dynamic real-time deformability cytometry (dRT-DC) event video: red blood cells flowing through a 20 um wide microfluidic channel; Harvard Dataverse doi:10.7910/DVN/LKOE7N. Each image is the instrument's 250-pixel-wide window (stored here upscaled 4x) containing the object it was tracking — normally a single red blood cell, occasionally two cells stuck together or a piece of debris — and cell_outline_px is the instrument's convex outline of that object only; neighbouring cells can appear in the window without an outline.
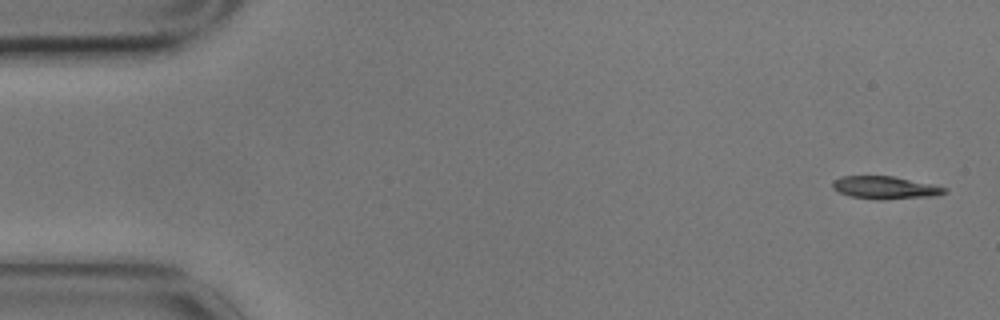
{"species": "common noctule bat (a hibernating species)", "species_latin": "Nyctalus noctula", "temperature_condition": "cold", "stored_images_in_passage": 5, "camera_frame_rate_fps": 3000, "um_per_image_px": 0.085, "animal": {"sex": "male", "body_mass_g": 17.9}, "frame": {"image": 1, "passage_image": 1, "time_ms": 0.0, "image_size_px": [1000, 320], "cell_outline_px": [[948, 192], [936, 196], [848, 196], [832, 188], [832, 180], [840, 176], [892, 176], [932, 184], [948, 188]], "centroid_in_image_um": [75.21, 15.87], "position_along_channel_um": 9.8, "area_um2": 13.7}}
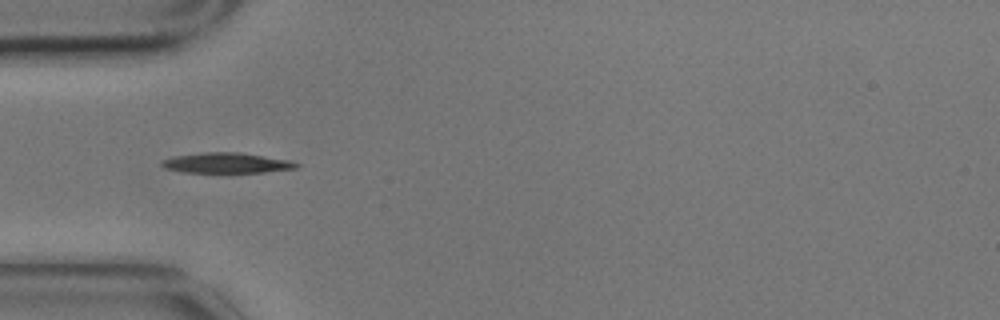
{"frame": {"image": 2, "passage_image": 5, "time_ms": 1.333, "image_size_px": [1000, 320], "cell_outline_px": [[300, 164], [296, 168], [264, 172], [184, 172], [164, 168], [160, 164], [160, 160], [176, 156], [204, 152], [240, 152], [292, 160]], "centroid_in_image_um": [19.27, 13.84], "position_along_channel_um": 65.7, "area_um2": 15.95}}